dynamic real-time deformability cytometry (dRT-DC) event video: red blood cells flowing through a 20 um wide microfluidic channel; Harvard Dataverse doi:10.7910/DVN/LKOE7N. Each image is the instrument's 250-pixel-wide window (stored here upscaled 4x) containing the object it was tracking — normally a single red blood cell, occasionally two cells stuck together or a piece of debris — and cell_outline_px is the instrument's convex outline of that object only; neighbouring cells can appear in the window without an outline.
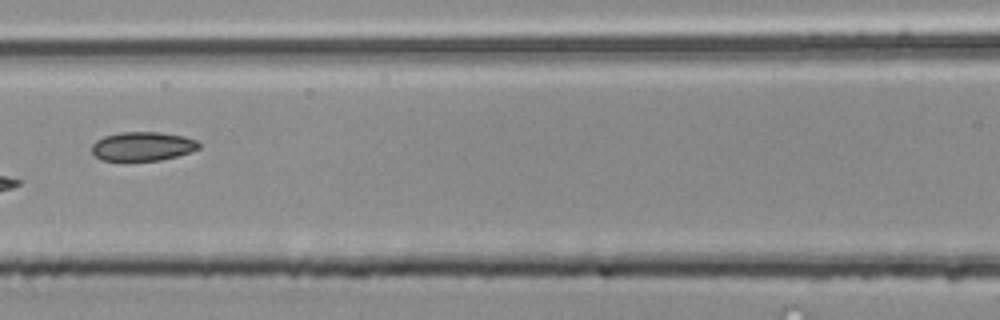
{"species": "common noctule bat (a hibernating species)", "species_latin": "Nyctalus noctula", "temperature_condition": "room temperature", "stored_images_in_passage": 6, "camera_frame_rate_fps": 3000, "um_per_image_px": 0.085, "animal": {"sex": "male", "body_mass_g": 20.4}, "frame": {"image": 1, "passage_image": 6, "time_ms": 1.667, "image_size_px": [1000, 320], "cell_outline_px": [[200, 148], [192, 152], [160, 160], [100, 160], [92, 152], [92, 144], [96, 140], [104, 136], [120, 132], [160, 132], [184, 136], [196, 140], [200, 144]], "centroid_in_image_um": [12.13, 12.43], "position_along_channel_um": 154.5, "area_um2": 18.09}}